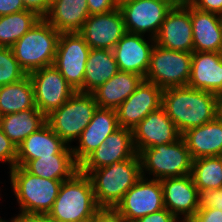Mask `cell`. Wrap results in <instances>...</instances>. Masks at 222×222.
Listing matches in <instances>:
<instances>
[{"instance_id":"obj_1","label":"cell","mask_w":222,"mask_h":222,"mask_svg":"<svg viewBox=\"0 0 222 222\" xmlns=\"http://www.w3.org/2000/svg\"><path fill=\"white\" fill-rule=\"evenodd\" d=\"M161 107L181 134L218 116L217 94L189 86L164 89Z\"/></svg>"},{"instance_id":"obj_2","label":"cell","mask_w":222,"mask_h":222,"mask_svg":"<svg viewBox=\"0 0 222 222\" xmlns=\"http://www.w3.org/2000/svg\"><path fill=\"white\" fill-rule=\"evenodd\" d=\"M100 209L90 177L78 171L62 182L48 215L57 222H87L94 219Z\"/></svg>"},{"instance_id":"obj_3","label":"cell","mask_w":222,"mask_h":222,"mask_svg":"<svg viewBox=\"0 0 222 222\" xmlns=\"http://www.w3.org/2000/svg\"><path fill=\"white\" fill-rule=\"evenodd\" d=\"M88 176L100 208H115L125 193L142 177L139 155L92 170Z\"/></svg>"},{"instance_id":"obj_4","label":"cell","mask_w":222,"mask_h":222,"mask_svg":"<svg viewBox=\"0 0 222 222\" xmlns=\"http://www.w3.org/2000/svg\"><path fill=\"white\" fill-rule=\"evenodd\" d=\"M11 190L20 206L19 215L48 214L63 181L38 177L23 166L9 171Z\"/></svg>"},{"instance_id":"obj_5","label":"cell","mask_w":222,"mask_h":222,"mask_svg":"<svg viewBox=\"0 0 222 222\" xmlns=\"http://www.w3.org/2000/svg\"><path fill=\"white\" fill-rule=\"evenodd\" d=\"M60 34L45 18H40L11 47L16 60L27 74L53 65Z\"/></svg>"},{"instance_id":"obj_6","label":"cell","mask_w":222,"mask_h":222,"mask_svg":"<svg viewBox=\"0 0 222 222\" xmlns=\"http://www.w3.org/2000/svg\"><path fill=\"white\" fill-rule=\"evenodd\" d=\"M138 155L143 177L152 175L150 179L161 180L191 174L193 159L183 137L171 144L143 149Z\"/></svg>"},{"instance_id":"obj_7","label":"cell","mask_w":222,"mask_h":222,"mask_svg":"<svg viewBox=\"0 0 222 222\" xmlns=\"http://www.w3.org/2000/svg\"><path fill=\"white\" fill-rule=\"evenodd\" d=\"M98 104L92 93L76 91L58 109L46 116V123L69 146L90 123Z\"/></svg>"},{"instance_id":"obj_8","label":"cell","mask_w":222,"mask_h":222,"mask_svg":"<svg viewBox=\"0 0 222 222\" xmlns=\"http://www.w3.org/2000/svg\"><path fill=\"white\" fill-rule=\"evenodd\" d=\"M192 53L170 50L155 43L145 80L162 90L187 86L191 75Z\"/></svg>"},{"instance_id":"obj_9","label":"cell","mask_w":222,"mask_h":222,"mask_svg":"<svg viewBox=\"0 0 222 222\" xmlns=\"http://www.w3.org/2000/svg\"><path fill=\"white\" fill-rule=\"evenodd\" d=\"M89 45L79 32L61 33L53 65L75 90L83 92Z\"/></svg>"},{"instance_id":"obj_10","label":"cell","mask_w":222,"mask_h":222,"mask_svg":"<svg viewBox=\"0 0 222 222\" xmlns=\"http://www.w3.org/2000/svg\"><path fill=\"white\" fill-rule=\"evenodd\" d=\"M126 31L156 38L172 7L163 0H126L119 4Z\"/></svg>"},{"instance_id":"obj_11","label":"cell","mask_w":222,"mask_h":222,"mask_svg":"<svg viewBox=\"0 0 222 222\" xmlns=\"http://www.w3.org/2000/svg\"><path fill=\"white\" fill-rule=\"evenodd\" d=\"M35 105L45 116L58 109L76 91L54 66H47L30 72Z\"/></svg>"},{"instance_id":"obj_12","label":"cell","mask_w":222,"mask_h":222,"mask_svg":"<svg viewBox=\"0 0 222 222\" xmlns=\"http://www.w3.org/2000/svg\"><path fill=\"white\" fill-rule=\"evenodd\" d=\"M161 181L141 177L114 208L129 222L164 209Z\"/></svg>"},{"instance_id":"obj_13","label":"cell","mask_w":222,"mask_h":222,"mask_svg":"<svg viewBox=\"0 0 222 222\" xmlns=\"http://www.w3.org/2000/svg\"><path fill=\"white\" fill-rule=\"evenodd\" d=\"M136 154L133 130L120 127L79 164V171L88 175L94 169L125 161Z\"/></svg>"},{"instance_id":"obj_14","label":"cell","mask_w":222,"mask_h":222,"mask_svg":"<svg viewBox=\"0 0 222 222\" xmlns=\"http://www.w3.org/2000/svg\"><path fill=\"white\" fill-rule=\"evenodd\" d=\"M160 181L164 207L181 222H188L199 209V191L191 175L168 177Z\"/></svg>"},{"instance_id":"obj_15","label":"cell","mask_w":222,"mask_h":222,"mask_svg":"<svg viewBox=\"0 0 222 222\" xmlns=\"http://www.w3.org/2000/svg\"><path fill=\"white\" fill-rule=\"evenodd\" d=\"M122 13L118 8L88 17L79 33L91 49L113 50L126 33Z\"/></svg>"},{"instance_id":"obj_16","label":"cell","mask_w":222,"mask_h":222,"mask_svg":"<svg viewBox=\"0 0 222 222\" xmlns=\"http://www.w3.org/2000/svg\"><path fill=\"white\" fill-rule=\"evenodd\" d=\"M163 90L145 79L136 90L117 107V119L120 127L133 129L149 113L158 110L162 104Z\"/></svg>"},{"instance_id":"obj_17","label":"cell","mask_w":222,"mask_h":222,"mask_svg":"<svg viewBox=\"0 0 222 222\" xmlns=\"http://www.w3.org/2000/svg\"><path fill=\"white\" fill-rule=\"evenodd\" d=\"M132 130L133 143L137 154L149 147L171 144L182 137V134L162 107L149 113Z\"/></svg>"},{"instance_id":"obj_18","label":"cell","mask_w":222,"mask_h":222,"mask_svg":"<svg viewBox=\"0 0 222 222\" xmlns=\"http://www.w3.org/2000/svg\"><path fill=\"white\" fill-rule=\"evenodd\" d=\"M126 32L113 48L119 71L140 75L143 79L150 64L155 39Z\"/></svg>"},{"instance_id":"obj_19","label":"cell","mask_w":222,"mask_h":222,"mask_svg":"<svg viewBox=\"0 0 222 222\" xmlns=\"http://www.w3.org/2000/svg\"><path fill=\"white\" fill-rule=\"evenodd\" d=\"M155 43L170 50L193 52L190 7H173L168 12Z\"/></svg>"},{"instance_id":"obj_20","label":"cell","mask_w":222,"mask_h":222,"mask_svg":"<svg viewBox=\"0 0 222 222\" xmlns=\"http://www.w3.org/2000/svg\"><path fill=\"white\" fill-rule=\"evenodd\" d=\"M119 128L116 110L98 107L90 123L76 140L78 141L77 146L71 147L75 161L80 164L91 152L104 143L108 135Z\"/></svg>"},{"instance_id":"obj_21","label":"cell","mask_w":222,"mask_h":222,"mask_svg":"<svg viewBox=\"0 0 222 222\" xmlns=\"http://www.w3.org/2000/svg\"><path fill=\"white\" fill-rule=\"evenodd\" d=\"M71 147L46 123L38 131L26 137L17 147L16 165L24 166L29 160L58 153H72Z\"/></svg>"},{"instance_id":"obj_22","label":"cell","mask_w":222,"mask_h":222,"mask_svg":"<svg viewBox=\"0 0 222 222\" xmlns=\"http://www.w3.org/2000/svg\"><path fill=\"white\" fill-rule=\"evenodd\" d=\"M187 86L214 94L222 91V53L193 51Z\"/></svg>"},{"instance_id":"obj_23","label":"cell","mask_w":222,"mask_h":222,"mask_svg":"<svg viewBox=\"0 0 222 222\" xmlns=\"http://www.w3.org/2000/svg\"><path fill=\"white\" fill-rule=\"evenodd\" d=\"M192 22L193 51L221 52V15L198 10L190 6Z\"/></svg>"},{"instance_id":"obj_24","label":"cell","mask_w":222,"mask_h":222,"mask_svg":"<svg viewBox=\"0 0 222 222\" xmlns=\"http://www.w3.org/2000/svg\"><path fill=\"white\" fill-rule=\"evenodd\" d=\"M193 160L222 155V118L217 116L204 125L190 128L182 134Z\"/></svg>"},{"instance_id":"obj_25","label":"cell","mask_w":222,"mask_h":222,"mask_svg":"<svg viewBox=\"0 0 222 222\" xmlns=\"http://www.w3.org/2000/svg\"><path fill=\"white\" fill-rule=\"evenodd\" d=\"M90 16L87 0H55L44 17L59 33L79 32Z\"/></svg>"},{"instance_id":"obj_26","label":"cell","mask_w":222,"mask_h":222,"mask_svg":"<svg viewBox=\"0 0 222 222\" xmlns=\"http://www.w3.org/2000/svg\"><path fill=\"white\" fill-rule=\"evenodd\" d=\"M142 80L140 75L118 71L92 94L99 108L116 109L136 90Z\"/></svg>"},{"instance_id":"obj_27","label":"cell","mask_w":222,"mask_h":222,"mask_svg":"<svg viewBox=\"0 0 222 222\" xmlns=\"http://www.w3.org/2000/svg\"><path fill=\"white\" fill-rule=\"evenodd\" d=\"M83 93H92L118 71L113 50L90 49L85 66Z\"/></svg>"},{"instance_id":"obj_28","label":"cell","mask_w":222,"mask_h":222,"mask_svg":"<svg viewBox=\"0 0 222 222\" xmlns=\"http://www.w3.org/2000/svg\"><path fill=\"white\" fill-rule=\"evenodd\" d=\"M23 167L38 177L61 181L69 180L79 171L73 153H58L29 160Z\"/></svg>"},{"instance_id":"obj_29","label":"cell","mask_w":222,"mask_h":222,"mask_svg":"<svg viewBox=\"0 0 222 222\" xmlns=\"http://www.w3.org/2000/svg\"><path fill=\"white\" fill-rule=\"evenodd\" d=\"M45 124L46 116L38 109H28L0 117V128L16 147Z\"/></svg>"},{"instance_id":"obj_30","label":"cell","mask_w":222,"mask_h":222,"mask_svg":"<svg viewBox=\"0 0 222 222\" xmlns=\"http://www.w3.org/2000/svg\"><path fill=\"white\" fill-rule=\"evenodd\" d=\"M28 109H38L29 75L18 82L0 86V117Z\"/></svg>"},{"instance_id":"obj_31","label":"cell","mask_w":222,"mask_h":222,"mask_svg":"<svg viewBox=\"0 0 222 222\" xmlns=\"http://www.w3.org/2000/svg\"><path fill=\"white\" fill-rule=\"evenodd\" d=\"M39 19L30 10L0 16V47L11 48Z\"/></svg>"},{"instance_id":"obj_32","label":"cell","mask_w":222,"mask_h":222,"mask_svg":"<svg viewBox=\"0 0 222 222\" xmlns=\"http://www.w3.org/2000/svg\"><path fill=\"white\" fill-rule=\"evenodd\" d=\"M190 175L198 191L222 188V155L193 160Z\"/></svg>"},{"instance_id":"obj_33","label":"cell","mask_w":222,"mask_h":222,"mask_svg":"<svg viewBox=\"0 0 222 222\" xmlns=\"http://www.w3.org/2000/svg\"><path fill=\"white\" fill-rule=\"evenodd\" d=\"M27 75L16 60L12 48L0 47V86L18 82Z\"/></svg>"},{"instance_id":"obj_34","label":"cell","mask_w":222,"mask_h":222,"mask_svg":"<svg viewBox=\"0 0 222 222\" xmlns=\"http://www.w3.org/2000/svg\"><path fill=\"white\" fill-rule=\"evenodd\" d=\"M17 147L0 128V162L7 163L9 170L16 166Z\"/></svg>"},{"instance_id":"obj_35","label":"cell","mask_w":222,"mask_h":222,"mask_svg":"<svg viewBox=\"0 0 222 222\" xmlns=\"http://www.w3.org/2000/svg\"><path fill=\"white\" fill-rule=\"evenodd\" d=\"M199 208H216L222 211V188L199 190Z\"/></svg>"},{"instance_id":"obj_36","label":"cell","mask_w":222,"mask_h":222,"mask_svg":"<svg viewBox=\"0 0 222 222\" xmlns=\"http://www.w3.org/2000/svg\"><path fill=\"white\" fill-rule=\"evenodd\" d=\"M188 222H222V211L216 208H199Z\"/></svg>"},{"instance_id":"obj_37","label":"cell","mask_w":222,"mask_h":222,"mask_svg":"<svg viewBox=\"0 0 222 222\" xmlns=\"http://www.w3.org/2000/svg\"><path fill=\"white\" fill-rule=\"evenodd\" d=\"M89 14L107 13L118 8L115 0H87Z\"/></svg>"},{"instance_id":"obj_38","label":"cell","mask_w":222,"mask_h":222,"mask_svg":"<svg viewBox=\"0 0 222 222\" xmlns=\"http://www.w3.org/2000/svg\"><path fill=\"white\" fill-rule=\"evenodd\" d=\"M94 222H129L114 208H101L95 215Z\"/></svg>"},{"instance_id":"obj_39","label":"cell","mask_w":222,"mask_h":222,"mask_svg":"<svg viewBox=\"0 0 222 222\" xmlns=\"http://www.w3.org/2000/svg\"><path fill=\"white\" fill-rule=\"evenodd\" d=\"M134 222H181L179 221L171 212L166 208L161 209L160 211L148 214L139 218Z\"/></svg>"},{"instance_id":"obj_40","label":"cell","mask_w":222,"mask_h":222,"mask_svg":"<svg viewBox=\"0 0 222 222\" xmlns=\"http://www.w3.org/2000/svg\"><path fill=\"white\" fill-rule=\"evenodd\" d=\"M26 10L35 12L40 18H44L51 7L50 0H23Z\"/></svg>"},{"instance_id":"obj_41","label":"cell","mask_w":222,"mask_h":222,"mask_svg":"<svg viewBox=\"0 0 222 222\" xmlns=\"http://www.w3.org/2000/svg\"><path fill=\"white\" fill-rule=\"evenodd\" d=\"M192 6L201 11L222 15V0H195Z\"/></svg>"},{"instance_id":"obj_42","label":"cell","mask_w":222,"mask_h":222,"mask_svg":"<svg viewBox=\"0 0 222 222\" xmlns=\"http://www.w3.org/2000/svg\"><path fill=\"white\" fill-rule=\"evenodd\" d=\"M26 10L23 0H0V16Z\"/></svg>"},{"instance_id":"obj_43","label":"cell","mask_w":222,"mask_h":222,"mask_svg":"<svg viewBox=\"0 0 222 222\" xmlns=\"http://www.w3.org/2000/svg\"><path fill=\"white\" fill-rule=\"evenodd\" d=\"M25 222H57L48 214H26Z\"/></svg>"},{"instance_id":"obj_44","label":"cell","mask_w":222,"mask_h":222,"mask_svg":"<svg viewBox=\"0 0 222 222\" xmlns=\"http://www.w3.org/2000/svg\"><path fill=\"white\" fill-rule=\"evenodd\" d=\"M167 4L173 7H190L193 5L195 0H163Z\"/></svg>"},{"instance_id":"obj_45","label":"cell","mask_w":222,"mask_h":222,"mask_svg":"<svg viewBox=\"0 0 222 222\" xmlns=\"http://www.w3.org/2000/svg\"><path fill=\"white\" fill-rule=\"evenodd\" d=\"M217 113L222 118V91L217 94Z\"/></svg>"},{"instance_id":"obj_46","label":"cell","mask_w":222,"mask_h":222,"mask_svg":"<svg viewBox=\"0 0 222 222\" xmlns=\"http://www.w3.org/2000/svg\"><path fill=\"white\" fill-rule=\"evenodd\" d=\"M0 222H25V215H17L10 220H4L0 217Z\"/></svg>"},{"instance_id":"obj_47","label":"cell","mask_w":222,"mask_h":222,"mask_svg":"<svg viewBox=\"0 0 222 222\" xmlns=\"http://www.w3.org/2000/svg\"><path fill=\"white\" fill-rule=\"evenodd\" d=\"M117 3H118V5L120 4V3H122V2H124V1H126V0H115Z\"/></svg>"},{"instance_id":"obj_48","label":"cell","mask_w":222,"mask_h":222,"mask_svg":"<svg viewBox=\"0 0 222 222\" xmlns=\"http://www.w3.org/2000/svg\"><path fill=\"white\" fill-rule=\"evenodd\" d=\"M221 27H222V15H221ZM221 53H222V46H221Z\"/></svg>"}]
</instances>
